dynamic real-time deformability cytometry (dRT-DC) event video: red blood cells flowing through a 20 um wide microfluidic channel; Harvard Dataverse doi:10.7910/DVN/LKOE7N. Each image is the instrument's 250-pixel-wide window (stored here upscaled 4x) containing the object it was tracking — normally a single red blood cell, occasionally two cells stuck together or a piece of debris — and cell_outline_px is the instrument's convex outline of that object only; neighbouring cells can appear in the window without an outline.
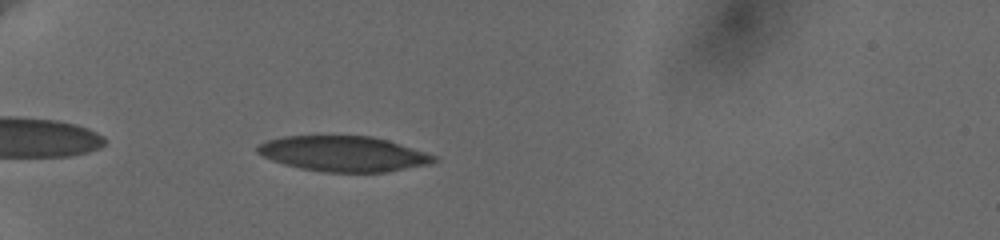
{"species": "human", "species_latin": "Homo sapiens", "temperature_condition": "cold", "stored_images_in_passage": 42, "camera_frame_rate_fps": 3000, "um_per_image_px": 0.085, "donor": {"sex": "female"}, "frame": {"image": 1, "passage_image": 3, "time_ms": 0.667, "image_size_px": [1000, 240], "cell_outline_px": [[440, 160], [432, 164], [388, 172], [324, 172], [300, 168], [284, 164], [272, 160], [256, 152], [256, 148], [260, 144], [268, 140], [284, 136], [372, 136], [388, 140], [440, 156]], "centroid_in_image_um": [29.28, 13.08], "position_along_channel_um": 55.7, "area_um2": 36.65}}
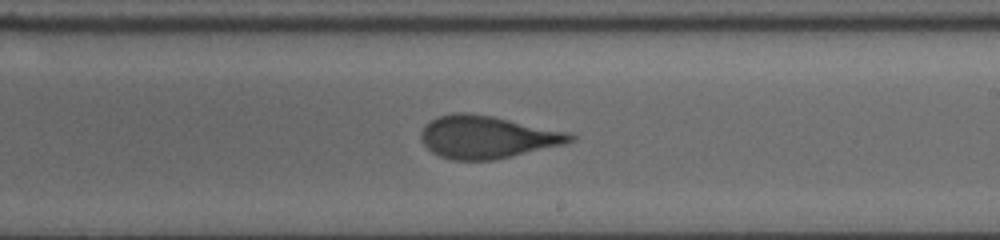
{"frame": {"image": 2, "passage_image": 21, "time_ms": 6.667, "image_size_px": [1000, 240], "cell_outline_px": [[576, 136], [572, 140], [560, 144], [496, 160], [452, 160], [440, 156], [432, 152], [420, 140], [420, 132], [424, 124], [436, 116], [452, 112], [468, 112], [492, 116], [568, 132]], "centroid_in_image_um": [41.3, 11.63], "position_along_channel_um": 247.7, "area_um2": 36.88}}
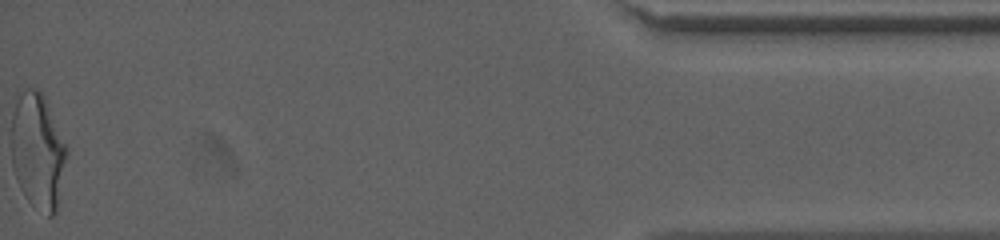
{"frame": {"image": 3, "passage_image": 42, "time_ms": 13.667, "image_size_px": [1000, 240], "cell_outline_px": [[68, 152], [56, 212], [52, 216], [48, 216], [28, 200], [20, 188], [12, 168], [12, 112], [24, 88], [36, 88], [44, 96], [68, 148]], "centroid_in_image_um": [3.22, 12.85], "position_along_channel_um": 432.0, "area_um2": 36.99}, "authors_computed_cell_mechanics": {"area_um2": 36.9053, "velocity_mm_per_s": 3.6498, "shape_relaxation_time_tau1_ms": 5.7612, "shape_relaxation_time_tau2_ms": 0.9717, "deformation_change_tau1": 0.1846, "deformation_change_tau2": 0.095}}